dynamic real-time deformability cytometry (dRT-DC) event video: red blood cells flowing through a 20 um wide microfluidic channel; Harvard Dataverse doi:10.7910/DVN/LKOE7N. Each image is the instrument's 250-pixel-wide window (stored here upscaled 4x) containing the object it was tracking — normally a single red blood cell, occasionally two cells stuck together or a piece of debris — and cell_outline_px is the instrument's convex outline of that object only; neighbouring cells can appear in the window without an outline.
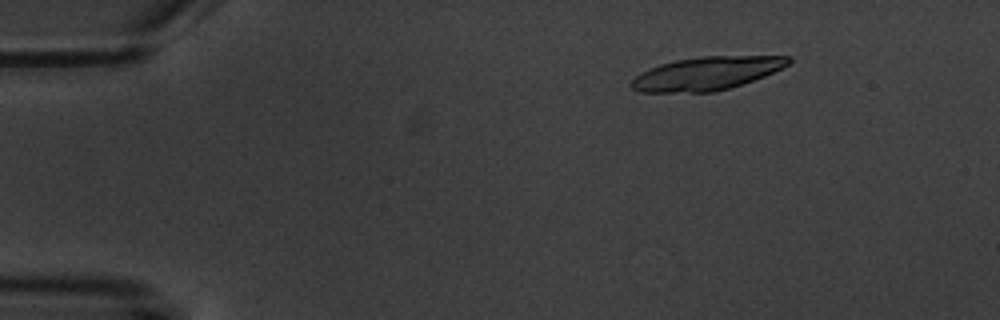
{"species": "common noctule bat (a hibernating species)", "species_latin": "Nyctalus noctula", "temperature_condition": "warm", "stored_images_in_passage": 6, "camera_frame_rate_fps": 3000, "um_per_image_px": 0.085, "animal": {"sex": "male", "body_mass_g": 20.1, "forearm_length_mm": 53.5}, "frame": {"image": 1, "passage_image": 3, "time_ms": 2.333, "image_size_px": [1000, 320], "cell_outline_px": [[792, 60], [788, 64], [764, 76], [728, 88], [712, 92], [640, 92], [632, 88], [628, 84], [640, 72], [648, 68], [660, 64], [676, 60], [704, 56], [792, 56]], "centroid_in_image_um": [60.01, 6.24], "position_along_channel_um": 25.0, "area_um2": 30.17}}